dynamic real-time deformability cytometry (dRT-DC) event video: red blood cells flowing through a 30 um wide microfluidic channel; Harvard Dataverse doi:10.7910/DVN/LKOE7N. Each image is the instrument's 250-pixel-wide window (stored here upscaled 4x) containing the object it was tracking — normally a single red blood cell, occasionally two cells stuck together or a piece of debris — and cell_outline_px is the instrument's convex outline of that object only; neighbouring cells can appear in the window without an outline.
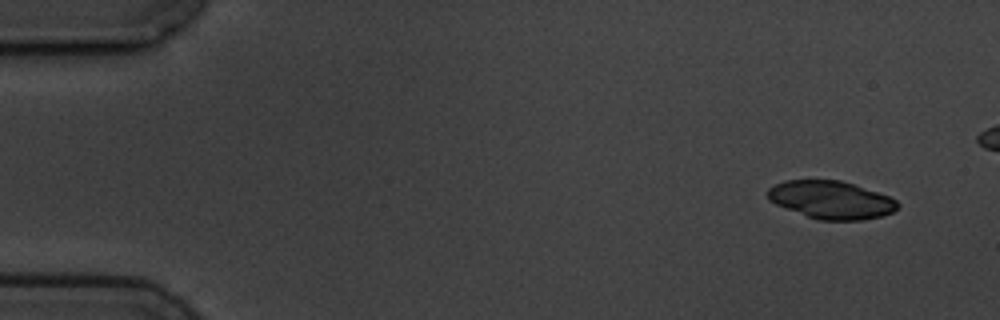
{"species": "common noctule bat (a hibernating species)", "species_latin": "Nyctalus noctula", "temperature_condition": "cold", "stored_images_in_passage": 5, "camera_frame_rate_fps": 3000, "um_per_image_px": 0.085, "animal": {"sex": "male", "body_mass_g": 19.5, "forearm_length_mm": 54.6}, "frame": {"image": 1, "passage_image": 1, "time_ms": 0.0, "image_size_px": [1000, 320], "cell_outline_px": [[900, 204], [892, 212], [880, 216], [864, 220], [820, 220], [808, 216], [776, 204], [768, 200], [768, 188], [784, 180], [840, 180], [888, 196], [896, 200]], "centroid_in_image_um": [70.63, 16.99], "position_along_channel_um": 14.4, "area_um2": 28.26}}